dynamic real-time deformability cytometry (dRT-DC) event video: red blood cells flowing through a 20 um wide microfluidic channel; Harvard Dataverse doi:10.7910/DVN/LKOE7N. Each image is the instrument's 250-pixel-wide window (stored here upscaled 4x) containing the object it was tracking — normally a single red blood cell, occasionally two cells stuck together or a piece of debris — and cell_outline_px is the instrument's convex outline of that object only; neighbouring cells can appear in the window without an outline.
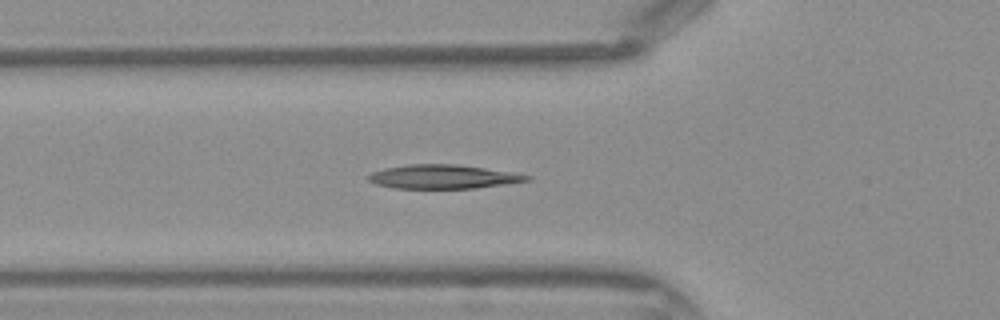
{"species": "Egyptian fruit bat (a non-hibernating species)", "species_latin": "Rousettus aegyptiacus", "temperature_condition": "warm", "stored_images_in_passage": 25, "camera_frame_rate_fps": 3000, "um_per_image_px": 0.085, "frame": {"image": 1, "passage_image": 2, "time_ms": 0.333, "image_size_px": [1000, 320], "cell_outline_px": [[532, 180], [476, 188], [392, 188], [376, 184], [368, 180], [368, 176], [372, 172], [384, 168], [408, 164], [456, 164], [512, 172], [532, 176]], "centroid_in_image_um": [37.66, 15.02], "position_along_channel_um": 88.1, "area_um2": 22.02}}
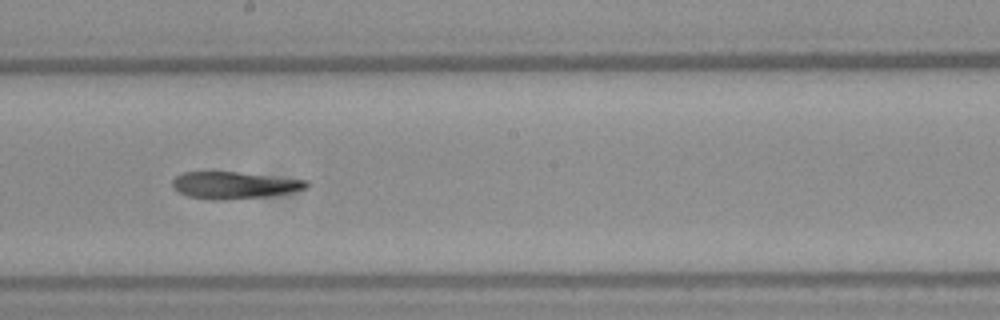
{"frame": {"image": 2, "passage_image": 11, "time_ms": 3.333, "image_size_px": [1000, 320], "cell_outline_px": [[312, 184], [308, 188], [268, 196], [216, 200], [208, 200], [188, 196], [172, 188], [172, 180], [176, 176], [184, 172], [236, 172], [308, 180]], "centroid_in_image_um": [19.91, 15.74], "position_along_channel_um": 228.3, "area_um2": 20.98}}
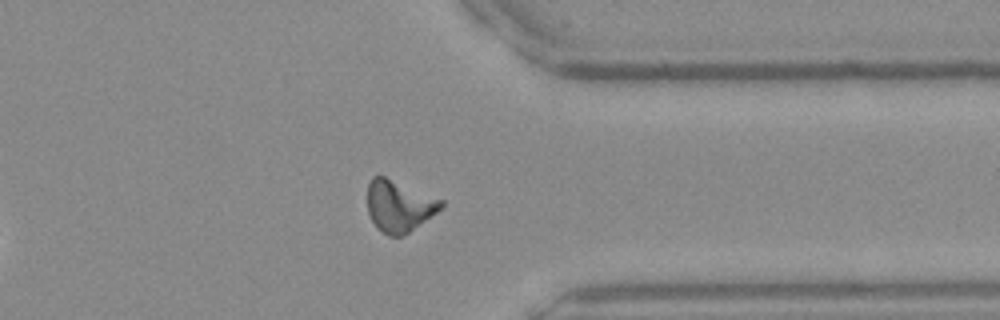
{"frame": {"image": 3, "passage_image": 21, "time_ms": 6.667, "image_size_px": [1000, 320], "cell_outline_px": [[444, 208], [408, 232], [400, 236], [388, 236], [376, 228], [368, 212], [368, 184], [372, 176], [384, 176], [444, 200]], "centroid_in_image_um": [33.93, 17.51], "position_along_channel_um": 377.5, "area_um2": 22.08}}